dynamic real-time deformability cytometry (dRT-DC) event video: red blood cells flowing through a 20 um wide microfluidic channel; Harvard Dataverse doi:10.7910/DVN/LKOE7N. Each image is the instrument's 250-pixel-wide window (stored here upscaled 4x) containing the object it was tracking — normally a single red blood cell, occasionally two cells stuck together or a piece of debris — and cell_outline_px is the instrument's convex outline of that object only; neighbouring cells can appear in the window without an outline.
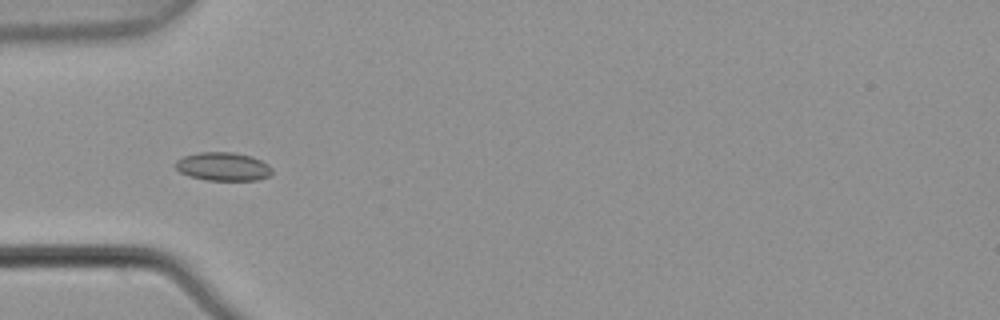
{"species": "common noctule bat (a hibernating species)", "species_latin": "Nyctalus noctula", "temperature_condition": "warm", "stored_images_in_passage": 7, "camera_frame_rate_fps": 3000, "um_per_image_px": 0.085, "animal": {"sex": "male", "body_mass_g": 21.5, "forearm_length_mm": 52.0}, "frame": {"image": 1, "passage_image": 5, "time_ms": 1.333, "image_size_px": [1000, 320], "cell_outline_px": [[272, 172], [268, 176], [256, 180], [204, 180], [188, 176], [180, 172], [176, 168], [176, 160], [184, 156], [200, 152], [232, 152], [252, 156], [268, 164], [272, 168]], "centroid_in_image_um": [18.95, 14.16], "position_along_channel_um": 66.0, "area_um2": 16.01}}
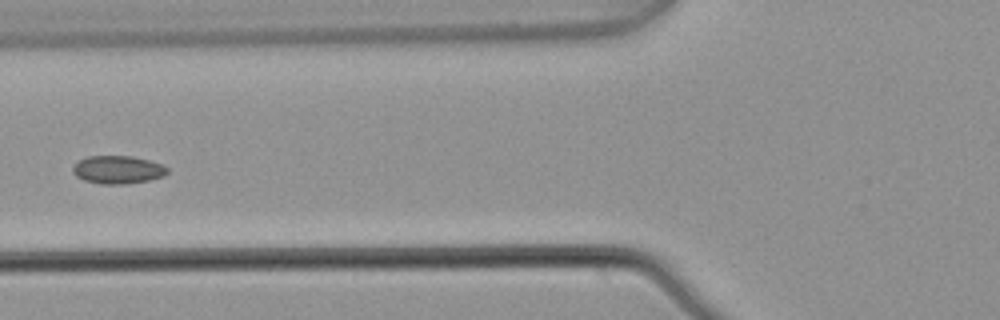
{"frame": {"image": 2, "passage_image": 6, "time_ms": 1.667, "image_size_px": [1000, 320], "cell_outline_px": [[168, 172], [164, 176], [148, 180], [124, 184], [100, 184], [84, 180], [76, 176], [72, 172], [72, 168], [80, 160], [88, 156], [132, 156], [148, 160], [160, 164], [168, 168]], "centroid_in_image_um": [10.0, 14.43], "position_along_channel_um": 115.8, "area_um2": 15.32}}
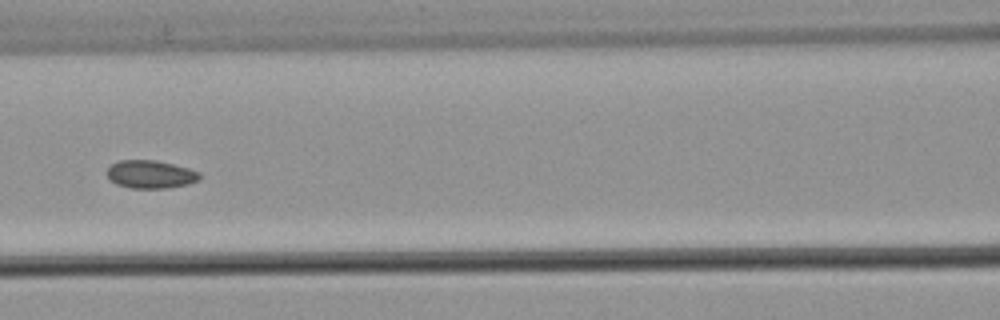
{"frame": {"image": 3, "passage_image": 7, "time_ms": 2.0, "image_size_px": [1000, 320], "cell_outline_px": [[200, 180], [188, 184], [168, 188], [132, 188], [116, 184], [108, 180], [108, 168], [112, 164], [120, 160], [156, 160], [188, 168], [200, 172]], "centroid_in_image_um": [12.8, 14.82], "position_along_channel_um": 153.8, "area_um2": 15.14}}